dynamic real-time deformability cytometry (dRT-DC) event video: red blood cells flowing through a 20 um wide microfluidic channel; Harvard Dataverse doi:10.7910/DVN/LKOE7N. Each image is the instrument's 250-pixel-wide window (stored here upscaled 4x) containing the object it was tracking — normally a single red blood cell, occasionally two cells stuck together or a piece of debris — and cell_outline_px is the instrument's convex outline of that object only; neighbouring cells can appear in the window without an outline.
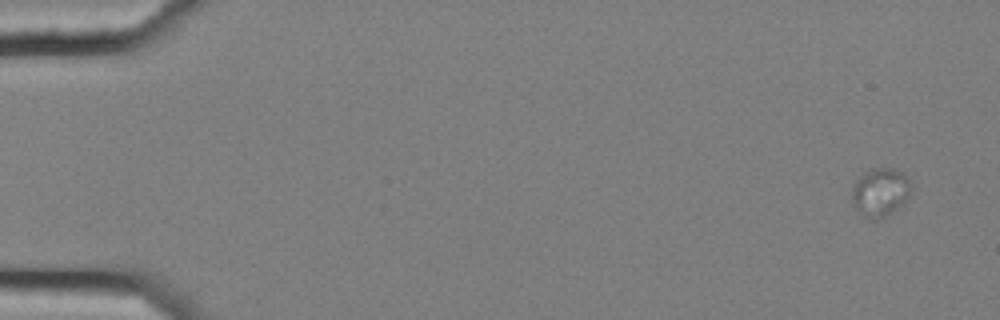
{"species": "common noctule bat (a hibernating species)", "species_latin": "Nyctalus noctula", "temperature_condition": "cold", "stored_images_in_passage": 5, "camera_frame_rate_fps": 3000, "um_per_image_px": 0.085, "animal": {"sex": "female", "body_mass_g": 25.1}, "frame": {"image": 1, "passage_image": 5, "time_ms": 1.333, "image_size_px": [1000, 320], "cell_outline_px": [[908, 200], [904, 204], [884, 216], [876, 220], [864, 216], [852, 204], [852, 184], [864, 172], [872, 168], [896, 168], [904, 172], [908, 180]], "centroid_in_image_um": [74.79, 16.31], "position_along_channel_um": 10.2, "area_um2": 16.59}}